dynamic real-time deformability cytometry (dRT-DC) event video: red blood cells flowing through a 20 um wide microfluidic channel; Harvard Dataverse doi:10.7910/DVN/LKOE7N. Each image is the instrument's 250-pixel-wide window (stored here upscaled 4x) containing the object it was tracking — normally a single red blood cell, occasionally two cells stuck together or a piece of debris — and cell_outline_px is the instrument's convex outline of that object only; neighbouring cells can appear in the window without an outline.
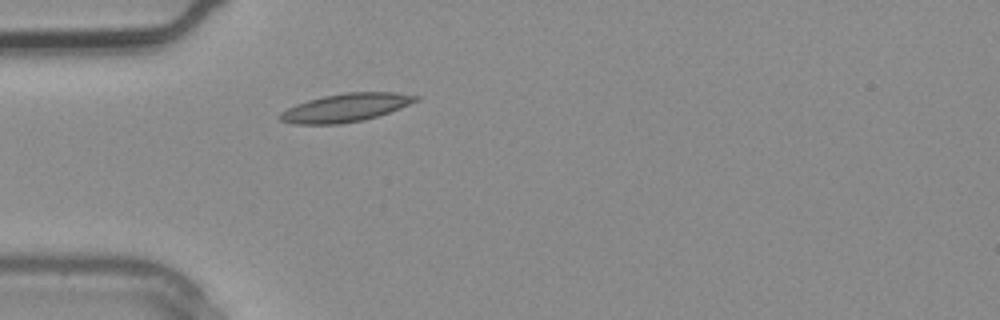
{"species": "common noctule bat (a hibernating species)", "species_latin": "Nyctalus noctula", "temperature_condition": "warm", "stored_images_in_passage": 2, "camera_frame_rate_fps": 3000, "um_per_image_px": 0.085, "animal": {"sex": "male", "body_mass_g": 20.4}, "frame": {"image": 1, "passage_image": 2, "time_ms": 0.333, "image_size_px": [1000, 320], "cell_outline_px": [[420, 100], [400, 108], [364, 120], [340, 124], [296, 124], [280, 120], [276, 116], [280, 112], [296, 104], [308, 100], [324, 96], [344, 92], [396, 92], [420, 96]], "centroid_in_image_um": [29.38, 9.14], "position_along_channel_um": 55.6, "area_um2": 22.37}}